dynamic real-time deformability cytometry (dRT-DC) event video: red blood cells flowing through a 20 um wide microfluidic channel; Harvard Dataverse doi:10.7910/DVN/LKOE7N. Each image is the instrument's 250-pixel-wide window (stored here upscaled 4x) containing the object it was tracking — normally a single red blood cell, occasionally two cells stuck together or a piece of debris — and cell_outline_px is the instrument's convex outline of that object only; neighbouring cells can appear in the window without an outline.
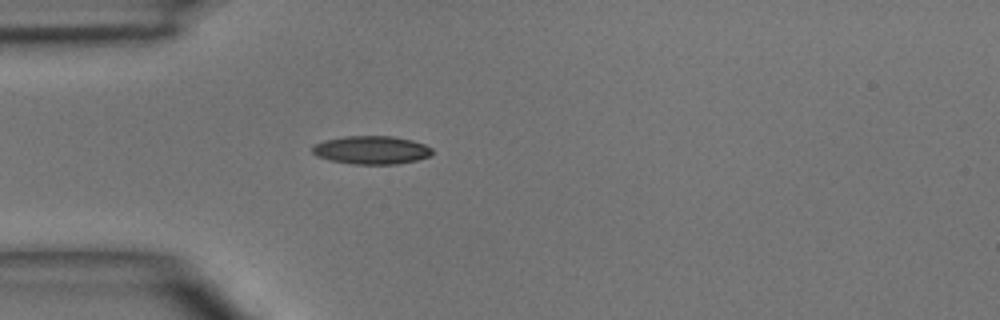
{"species": "common noctule bat (a hibernating species)", "species_latin": "Nyctalus noctula", "temperature_condition": "room temperature", "stored_images_in_passage": 1, "camera_frame_rate_fps": 3000, "um_per_image_px": 0.085, "animal": {"sex": "male", "body_mass_g": 15.6}, "frame": {"image": 1, "passage_image": 1, "time_ms": 0.0, "image_size_px": [1000, 320], "cell_outline_px": [[432, 156], [416, 160], [396, 164], [352, 164], [332, 160], [316, 156], [312, 152], [312, 144], [324, 140], [344, 136], [392, 136], [412, 140], [424, 144], [432, 148]], "centroid_in_image_um": [31.56, 12.74], "position_along_channel_um": 53.4, "area_um2": 19.83}}